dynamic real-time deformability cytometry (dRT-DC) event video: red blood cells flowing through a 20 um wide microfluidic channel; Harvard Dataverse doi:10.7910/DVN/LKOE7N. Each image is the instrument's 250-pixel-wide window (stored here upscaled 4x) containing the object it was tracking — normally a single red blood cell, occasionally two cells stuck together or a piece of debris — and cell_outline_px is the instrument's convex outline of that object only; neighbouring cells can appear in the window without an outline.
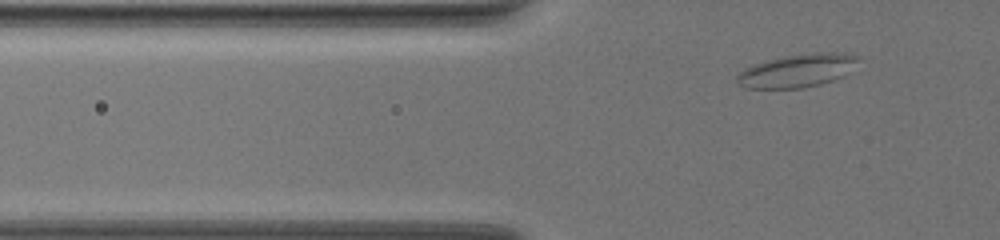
{"species": "common noctule bat (a hibernating species)", "species_latin": "Nyctalus noctula", "temperature_condition": "warm", "stored_images_in_passage": 24, "camera_frame_rate_fps": 3000, "um_per_image_px": 0.085, "animal": {"sex": "female", "body_mass_g": 19.5, "forearm_length_mm": 54.1}, "frame": {"image": 1, "passage_image": 5, "time_ms": 1.333, "image_size_px": [1000, 240], "cell_outline_px": [[860, 56], [848, 72], [844, 76], [820, 84], [804, 88], [744, 88], [736, 80], [736, 76], [744, 68], [764, 60], [788, 56], [820, 52], [836, 52]], "centroid_in_image_um": [67.73, 6.01], "position_along_channel_um": 58.1, "area_um2": 23.18}}
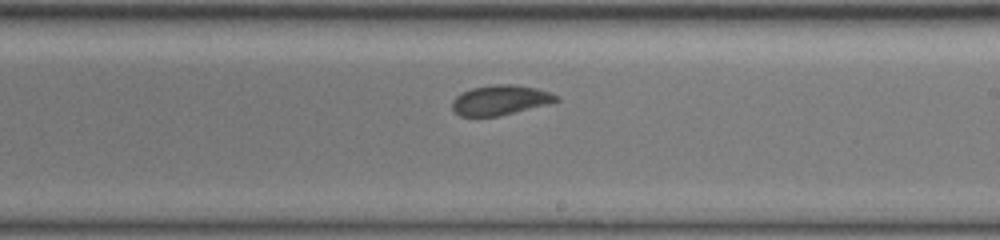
{"frame": {"image": 2, "passage_image": 14, "time_ms": 4.333, "image_size_px": [1000, 240], "cell_outline_px": [[560, 100], [548, 104], [496, 116], [460, 116], [452, 108], [452, 100], [456, 96], [472, 88], [496, 84], [516, 84], [536, 88], [548, 92], [556, 96]], "centroid_in_image_um": [42.5, 8.5], "position_along_channel_um": 246.5, "area_um2": 17.8}}
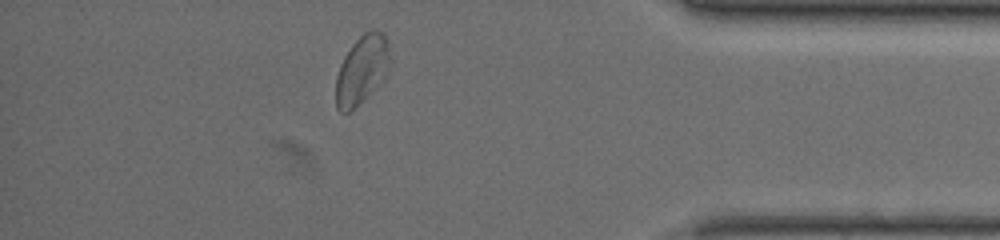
{"frame": {"image": 3, "passage_image": 21, "time_ms": 6.667, "image_size_px": [1000, 240], "cell_outline_px": [[388, 76], [384, 80], [348, 112], [340, 112], [336, 108], [336, 76], [340, 64], [344, 56], [352, 44], [364, 32], [372, 28], [380, 32], [388, 40]], "centroid_in_image_um": [30.75, 5.91], "position_along_channel_um": 404.5, "area_um2": 21.39}}